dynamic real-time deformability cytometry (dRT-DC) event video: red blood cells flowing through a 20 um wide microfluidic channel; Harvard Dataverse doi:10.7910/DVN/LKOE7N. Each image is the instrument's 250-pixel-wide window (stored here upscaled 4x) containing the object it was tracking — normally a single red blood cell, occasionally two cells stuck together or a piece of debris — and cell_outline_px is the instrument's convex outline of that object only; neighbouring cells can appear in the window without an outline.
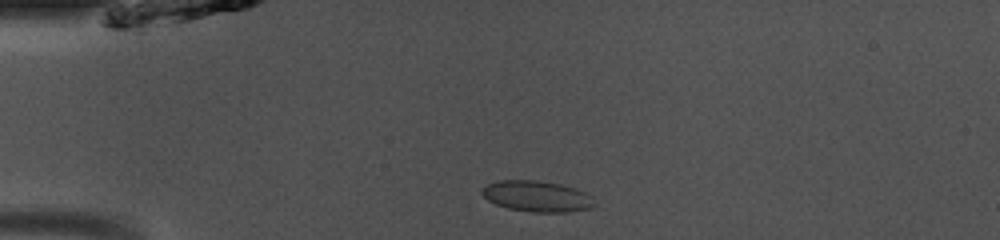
{"species": "common noctule bat (a hibernating species)", "species_latin": "Nyctalus noctula", "temperature_condition": "room temperature", "stored_images_in_passage": 40, "camera_frame_rate_fps": 3000, "um_per_image_px": 0.085, "animal": {"sex": "male", "body_mass_g": 13.0, "forearm_length_mm": 53.1}, "frame": {"image": 1, "passage_image": 3, "time_ms": 0.667, "image_size_px": [1000, 240], "cell_outline_px": [[596, 204], [592, 208], [568, 212], [532, 212], [508, 208], [496, 204], [488, 200], [480, 192], [480, 188], [496, 180], [536, 180], [560, 184], [576, 188], [592, 196]], "centroid_in_image_um": [45.64, 16.68], "position_along_channel_um": 39.4, "area_um2": 20.46}}
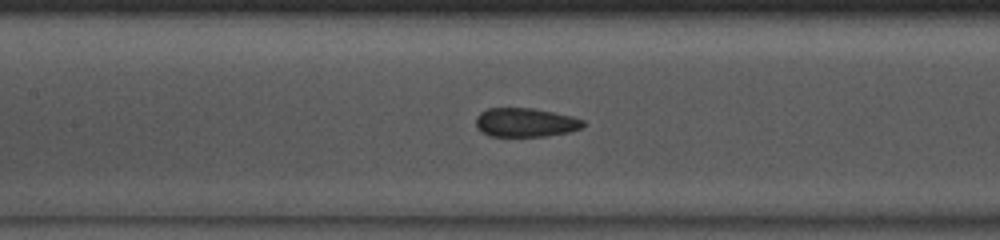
{"frame": {"image": 2, "passage_image": 14, "time_ms": 4.333, "image_size_px": [1000, 240], "cell_outline_px": [[584, 124], [580, 128], [568, 132], [544, 136], [492, 136], [480, 132], [476, 124], [476, 116], [480, 112], [488, 108], [532, 108], [572, 116], [584, 120]], "centroid_in_image_um": [44.63, 10.4], "position_along_channel_um": 162.8, "area_um2": 17.98}}
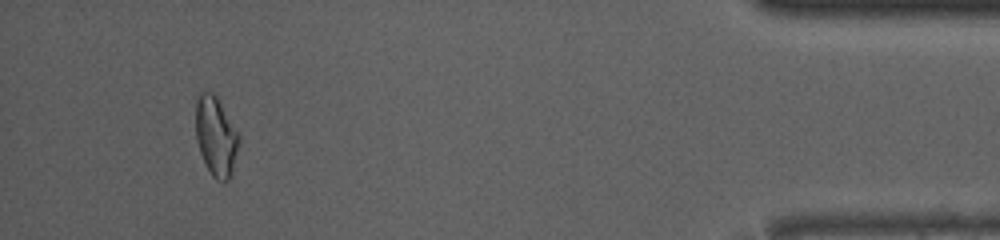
{"frame": {"image": 3, "passage_image": 37, "time_ms": 12.0, "image_size_px": [1000, 240], "cell_outline_px": [[240, 140], [232, 176], [228, 180], [220, 180], [212, 176], [200, 152], [196, 140], [196, 100], [200, 92], [212, 92], [216, 96], [240, 132]], "centroid_in_image_um": [18.39, 11.57], "position_along_channel_um": 416.8, "area_um2": 20.17}, "authors_computed_cell_mechanics": {"area_um2": 18.6983, "velocity_mm_per_s": 4.1224, "shape_relaxation_time_tau1_ms": null, "shape_relaxation_time_tau2_ms": 2.6754, "deformation_change_tau1": null, "deformation_change_tau2": 0.07}}